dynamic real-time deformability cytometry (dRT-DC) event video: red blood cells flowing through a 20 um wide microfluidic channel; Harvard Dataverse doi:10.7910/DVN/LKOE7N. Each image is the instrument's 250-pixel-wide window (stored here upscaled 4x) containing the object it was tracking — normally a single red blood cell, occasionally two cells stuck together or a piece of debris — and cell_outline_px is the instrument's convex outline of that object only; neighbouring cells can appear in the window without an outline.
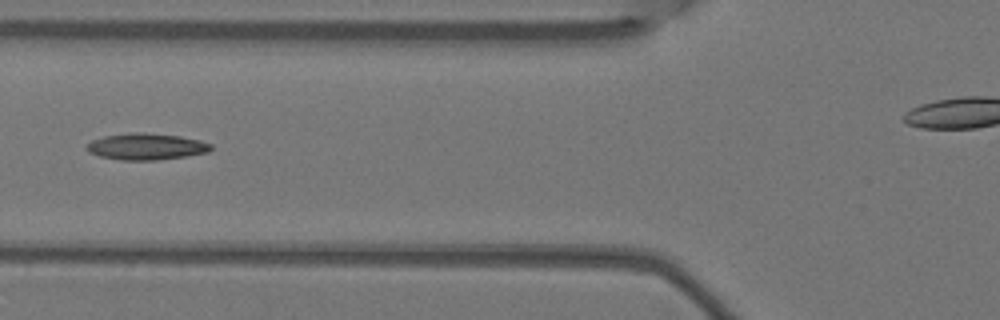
{"species": "Egyptian fruit bat (a non-hibernating species)", "species_latin": "Rousettus aegyptiacus", "temperature_condition": "warm", "stored_images_in_passage": 8, "camera_frame_rate_fps": 3000, "um_per_image_px": 0.085, "animal": {"sex": "female"}, "frame": {"image": 1, "passage_image": 5, "time_ms": 1.333, "image_size_px": [1000, 320], "cell_outline_px": [[212, 148], [208, 152], [184, 156], [156, 160], [120, 160], [100, 156], [88, 152], [84, 148], [92, 140], [104, 136], [132, 132], [144, 132], [180, 136], [200, 140], [212, 144]], "centroid_in_image_um": [12.41, 12.45], "position_along_channel_um": 113.4, "area_um2": 19.19}}
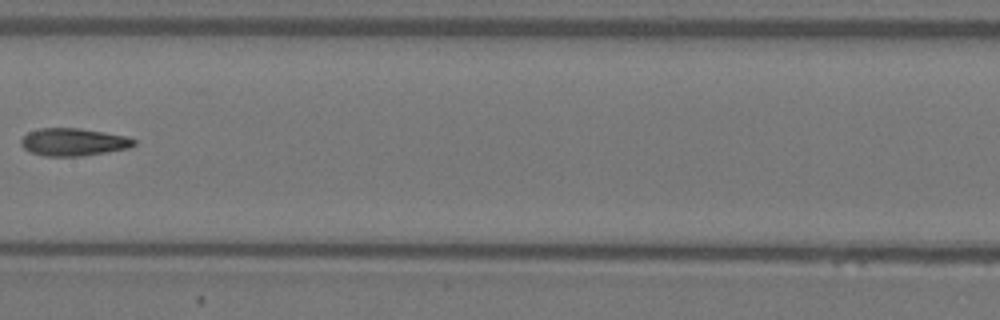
{"frame": {"image": 2, "passage_image": 7, "time_ms": 2.0, "image_size_px": [1000, 320], "cell_outline_px": [[136, 144], [128, 148], [80, 156], [44, 156], [28, 152], [20, 144], [20, 140], [28, 132], [40, 128], [80, 128], [128, 136], [136, 140]], "centroid_in_image_um": [6.22, 12.07], "position_along_channel_um": 201.2, "area_um2": 18.21}}
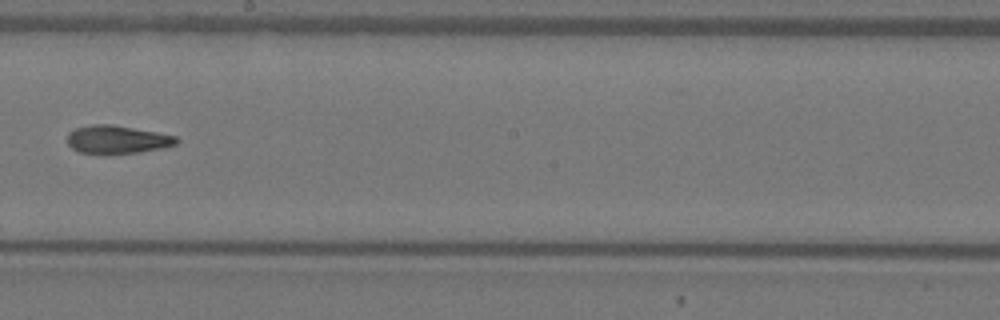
{"frame": {"image": 3, "passage_image": 8, "time_ms": 2.333, "image_size_px": [1000, 320], "cell_outline_px": [[180, 140], [176, 144], [160, 148], [140, 152], [104, 156], [100, 156], [80, 152], [72, 148], [68, 144], [68, 132], [76, 128], [92, 124], [108, 124], [156, 132], [176, 136]], "centroid_in_image_um": [9.92, 11.89], "position_along_channel_um": 238.3, "area_um2": 18.21}}